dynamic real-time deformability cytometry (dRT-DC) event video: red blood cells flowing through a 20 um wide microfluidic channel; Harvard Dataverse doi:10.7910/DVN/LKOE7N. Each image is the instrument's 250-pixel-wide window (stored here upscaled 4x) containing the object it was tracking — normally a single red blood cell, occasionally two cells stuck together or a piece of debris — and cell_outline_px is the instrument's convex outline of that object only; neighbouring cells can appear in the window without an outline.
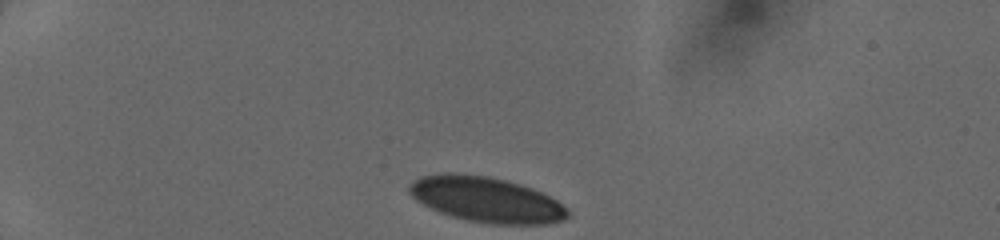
{"species": "human", "species_latin": "Homo sapiens", "temperature_condition": "cold", "stored_images_in_passage": 35, "camera_frame_rate_fps": 3000, "um_per_image_px": 0.085, "donor": {"sex": "female"}, "frame": {"image": 1, "passage_image": 1, "time_ms": 0.0, "image_size_px": [1000, 240], "cell_outline_px": [[572, 212], [564, 220], [548, 224], [488, 224], [468, 220], [452, 216], [440, 212], [416, 200], [408, 192], [408, 184], [420, 176], [488, 176], [520, 184], [532, 188], [556, 200], [568, 208]], "centroid_in_image_um": [41.42, 17.01], "position_along_channel_um": 43.6, "area_um2": 40.92}}
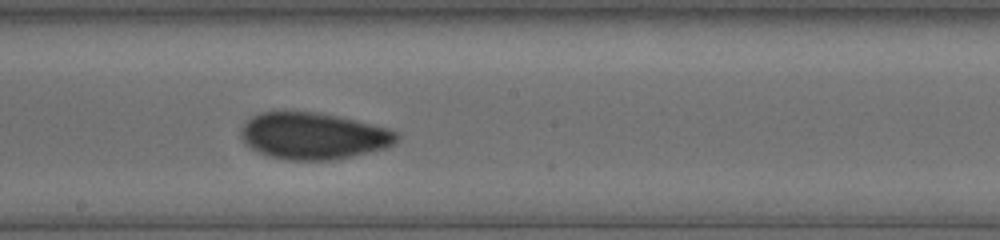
{"frame": {"image": 2, "passage_image": 20, "time_ms": 5.667, "image_size_px": [1000, 240], "cell_outline_px": [[400, 136], [396, 144], [384, 148], [336, 160], [284, 160], [260, 152], [244, 144], [240, 140], [240, 128], [252, 116], [260, 112], [316, 112], [356, 120], [388, 128], [396, 132]], "centroid_in_image_um": [26.63, 11.56], "position_along_channel_um": 221.6, "area_um2": 42.43}}
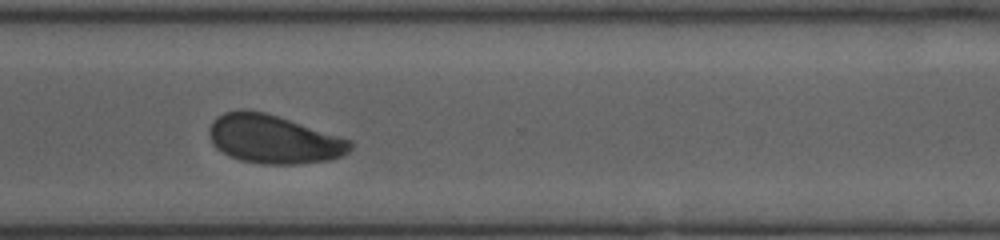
{"frame": {"image": 3, "passage_image": 34, "time_ms": 8.667, "image_size_px": [1000, 240], "cell_outline_px": [[352, 148], [344, 156], [332, 160], [296, 164], [260, 164], [240, 160], [228, 156], [216, 148], [212, 144], [208, 136], [208, 128], [212, 120], [216, 116], [224, 112], [244, 108], [264, 112], [352, 140]], "centroid_in_image_um": [23.21, 11.83], "position_along_channel_um": 347.4, "area_um2": 40.34}}